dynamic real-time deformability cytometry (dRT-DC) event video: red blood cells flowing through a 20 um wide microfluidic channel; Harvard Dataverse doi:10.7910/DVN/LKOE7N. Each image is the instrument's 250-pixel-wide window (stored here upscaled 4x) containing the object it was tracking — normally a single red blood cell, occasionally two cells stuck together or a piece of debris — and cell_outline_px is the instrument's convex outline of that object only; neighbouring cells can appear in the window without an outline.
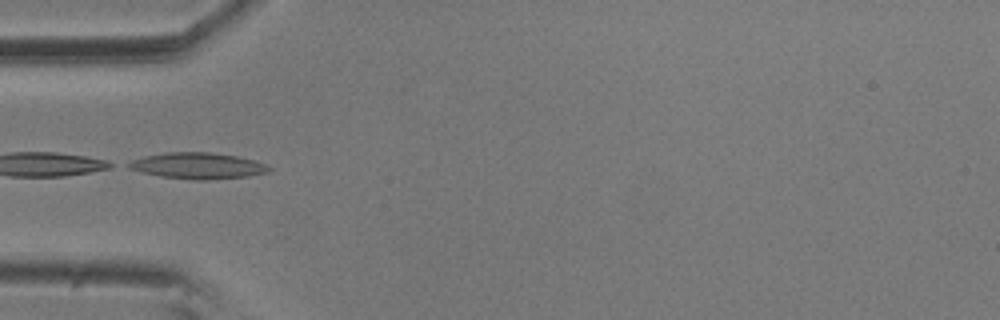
{"species": "common noctule bat (a hibernating species)", "species_latin": "Nyctalus noctula", "temperature_condition": "room temperature", "stored_images_in_passage": 15, "camera_frame_rate_fps": 3000, "um_per_image_px": 0.085, "animal": {"sex": "male", "body_mass_g": 20.5, "forearm_length_mm": 52.5}, "frame": {"image": 1, "passage_image": 5, "time_ms": 1.333, "image_size_px": [1000, 320], "cell_outline_px": [[272, 168], [268, 172], [248, 176], [208, 180], [192, 180], [160, 176], [128, 168], [124, 164], [132, 160], [144, 156], [164, 152], [212, 152], [236, 156], [256, 160]], "centroid_in_image_um": [16.8, 14.08], "position_along_channel_um": 68.2, "area_um2": 21.5}}
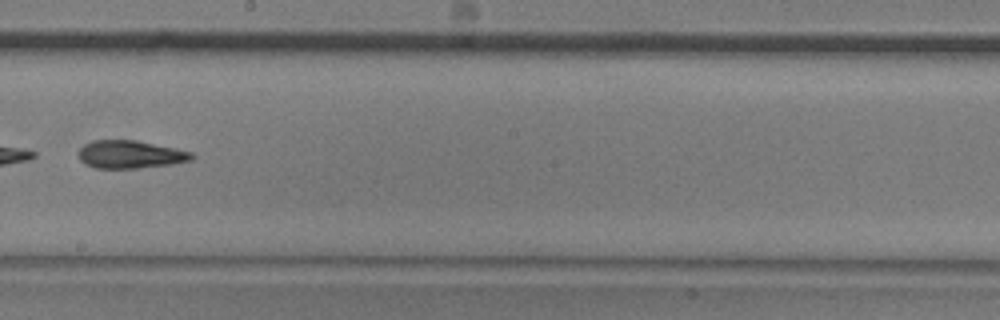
{"frame": {"image": 2, "passage_image": 9, "time_ms": 2.667, "image_size_px": [1000, 320], "cell_outline_px": [[196, 156], [192, 160], [172, 164], [140, 168], [96, 168], [84, 164], [80, 160], [80, 148], [84, 144], [92, 140], [136, 140], [176, 148], [192, 152]], "centroid_in_image_um": [11.1, 13.13], "position_along_channel_um": 237.1, "area_um2": 18.5}}
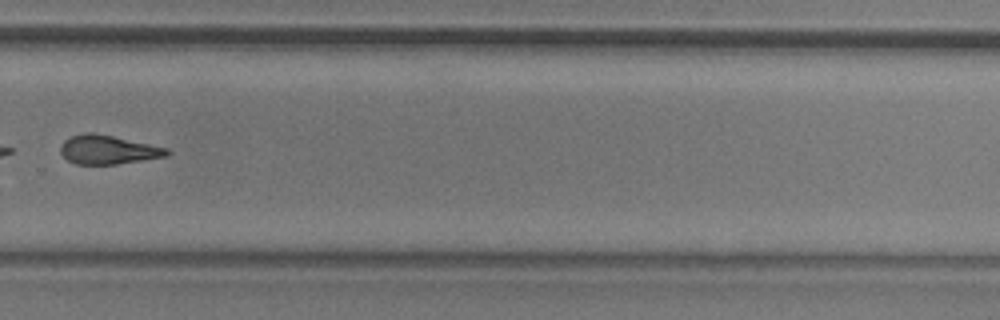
{"frame": {"image": 3, "passage_image": 11, "time_ms": 3.333, "image_size_px": [1000, 320], "cell_outline_px": [[172, 152], [168, 156], [144, 160], [116, 164], [76, 164], [68, 160], [60, 152], [60, 144], [64, 140], [72, 136], [84, 132], [92, 132], [112, 136], [168, 148]], "centroid_in_image_um": [9.19, 12.72], "position_along_channel_um": 320.6, "area_um2": 17.92}}